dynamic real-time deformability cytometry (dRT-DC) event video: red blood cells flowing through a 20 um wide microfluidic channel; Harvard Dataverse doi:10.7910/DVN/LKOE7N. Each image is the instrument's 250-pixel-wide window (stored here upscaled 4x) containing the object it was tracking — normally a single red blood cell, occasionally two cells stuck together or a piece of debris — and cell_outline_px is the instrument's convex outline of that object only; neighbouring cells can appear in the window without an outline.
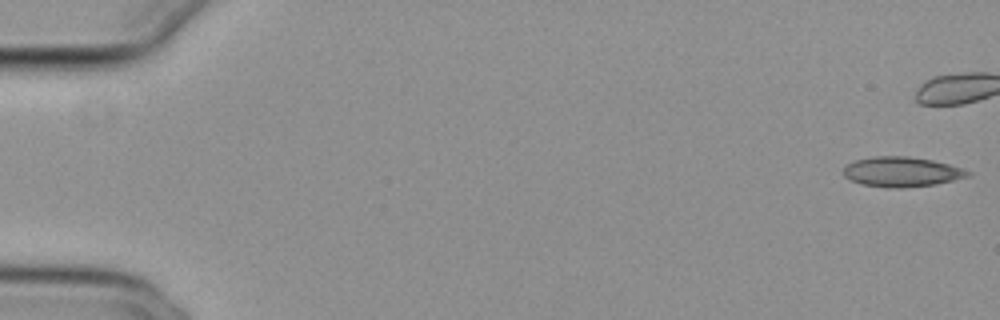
{"species": "common noctule bat (a hibernating species)", "species_latin": "Nyctalus noctula", "temperature_condition": "cold", "stored_images_in_passage": 6, "camera_frame_rate_fps": 3000, "um_per_image_px": 0.085, "animal": {"sex": "female", "body_mass_g": 29.2, "forearm_length_mm": 56.3}, "frame": {"image": 1, "passage_image": 1, "time_ms": 0.0, "image_size_px": [1000, 320], "cell_outline_px": [[972, 176], [936, 184], [900, 188], [888, 188], [864, 184], [852, 180], [844, 176], [844, 168], [848, 164], [856, 160], [872, 156], [908, 156], [932, 160], [964, 168], [972, 172]], "centroid_in_image_um": [76.7, 14.6], "position_along_channel_um": 8.3, "area_um2": 21.68}}